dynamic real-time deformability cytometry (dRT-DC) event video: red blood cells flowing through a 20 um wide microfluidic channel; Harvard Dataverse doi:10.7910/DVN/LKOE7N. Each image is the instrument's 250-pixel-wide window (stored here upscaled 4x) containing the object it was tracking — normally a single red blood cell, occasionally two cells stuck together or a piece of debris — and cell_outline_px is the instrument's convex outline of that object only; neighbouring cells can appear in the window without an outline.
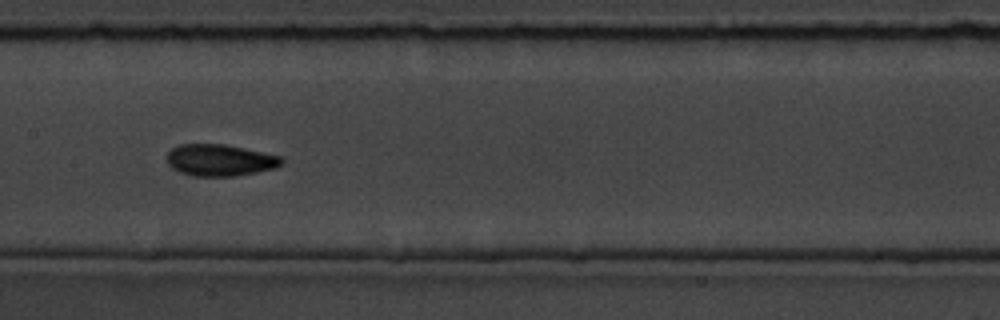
{"species": "common noctule bat (a hibernating species)", "species_latin": "Nyctalus noctula", "temperature_condition": "room temperature", "stored_images_in_passage": 42, "camera_frame_rate_fps": 3000, "um_per_image_px": 0.085, "animal": {"sex": "male", "body_mass_g": 19.5, "forearm_length_mm": 54.6}, "frame": {"image": 1, "passage_image": 13, "time_ms": 4.0, "image_size_px": [1000, 320], "cell_outline_px": [[284, 164], [276, 168], [236, 176], [192, 176], [180, 172], [172, 168], [168, 164], [168, 152], [172, 148], [180, 144], [224, 144], [244, 148], [280, 156], [284, 160]], "centroid_in_image_um": [18.71, 13.62], "position_along_channel_um": 188.7, "area_um2": 21.21}}
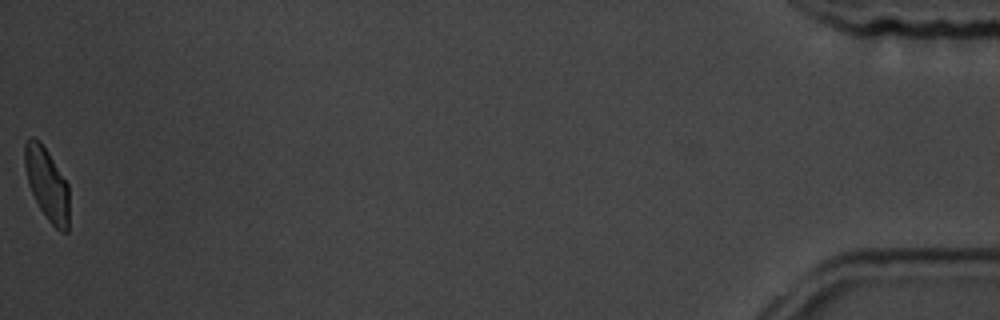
{"frame": {"image": 2, "passage_image": 42, "time_ms": 13.667, "image_size_px": [1000, 320], "cell_outline_px": [[68, 232], [60, 232], [48, 220], [40, 208], [28, 184], [24, 164], [24, 144], [32, 136], [40, 140], [48, 152], [68, 184]], "centroid_in_image_um": [3.98, 15.62], "position_along_channel_um": 431.2, "area_um2": 18.61}, "authors_computed_cell_mechanics": {"area_um2": 20.519, "velocity_mm_per_s": 3.5352, "shape_relaxation_time_tau1_ms": 3.7013, "shape_relaxation_time_tau2_ms": 1.7795, "deformation_change_tau1": 0.1117, "deformation_change_tau2": 0.0647}}